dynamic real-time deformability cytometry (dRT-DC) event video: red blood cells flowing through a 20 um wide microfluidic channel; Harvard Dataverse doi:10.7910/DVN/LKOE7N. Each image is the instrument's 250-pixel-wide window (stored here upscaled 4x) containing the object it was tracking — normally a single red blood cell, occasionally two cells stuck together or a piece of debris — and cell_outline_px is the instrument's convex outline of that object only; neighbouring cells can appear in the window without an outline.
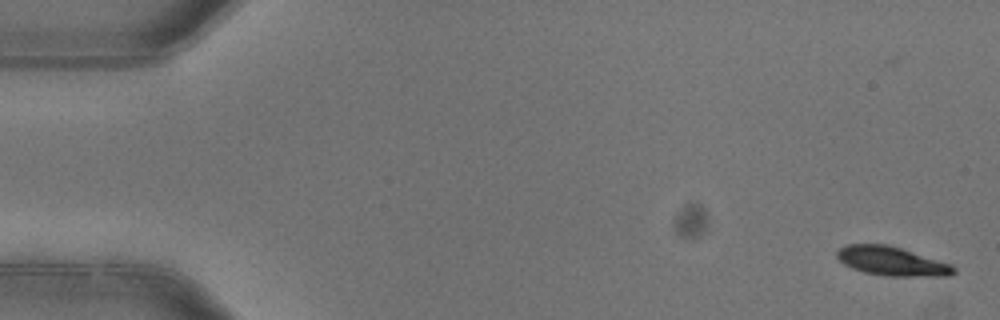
{"species": "common noctule bat (a hibernating species)", "species_latin": "Nyctalus noctula", "temperature_condition": "warm", "stored_images_in_passage": 5, "camera_frame_rate_fps": 3000, "um_per_image_px": 0.085, "animal": {"sex": "female"}, "frame": {"image": 1, "passage_image": 1, "time_ms": 0.0, "image_size_px": [1000, 320], "cell_outline_px": [[956, 272], [948, 276], [888, 276], [864, 272], [852, 268], [844, 264], [836, 256], [836, 252], [840, 248], [848, 244], [888, 244], [952, 264], [956, 268]], "centroid_in_image_um": [75.82, 22.2], "position_along_channel_um": 9.2, "area_um2": 19.71}}